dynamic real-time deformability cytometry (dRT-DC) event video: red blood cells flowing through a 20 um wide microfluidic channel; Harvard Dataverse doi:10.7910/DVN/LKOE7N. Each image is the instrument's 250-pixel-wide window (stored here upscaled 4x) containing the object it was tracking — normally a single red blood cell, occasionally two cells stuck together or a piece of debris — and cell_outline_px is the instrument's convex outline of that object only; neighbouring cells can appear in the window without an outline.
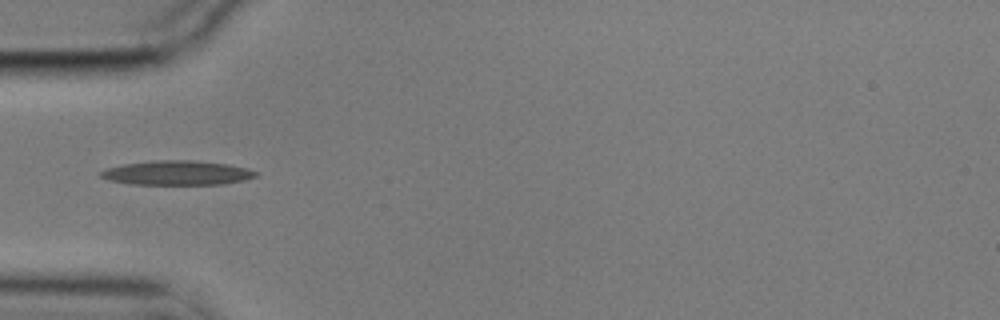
{"species": "common noctule bat (a hibernating species)", "species_latin": "Nyctalus noctula", "temperature_condition": "cold", "stored_images_in_passage": 17, "camera_frame_rate_fps": 3000, "um_per_image_px": 0.085, "animal": {"sex": "male", "body_mass_g": 17.9}, "frame": {"image": 1, "passage_image": 1, "time_ms": 0.0, "image_size_px": [1000, 320], "cell_outline_px": [[256, 176], [244, 180], [224, 184], [132, 184], [108, 180], [100, 176], [100, 172], [108, 168], [124, 164], [160, 160], [188, 160], [228, 164], [248, 168], [256, 172]], "centroid_in_image_um": [15.07, 14.69], "position_along_channel_um": 69.9, "area_um2": 21.73}}
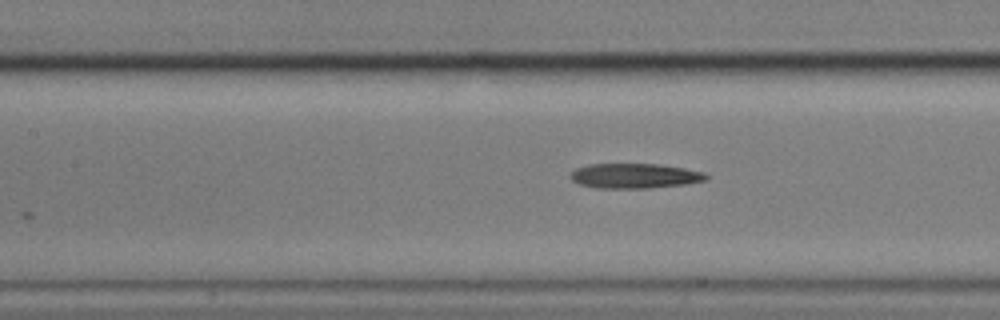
{"frame": {"image": 2, "passage_image": 8, "time_ms": 2.333, "image_size_px": [1000, 320], "cell_outline_px": [[708, 180], [688, 184], [648, 188], [596, 188], [580, 184], [572, 180], [568, 176], [576, 168], [588, 164], [660, 164], [684, 168], [704, 172], [708, 176]], "centroid_in_image_um": [53.96, 14.95], "position_along_channel_um": 153.4, "area_um2": 19.83}}
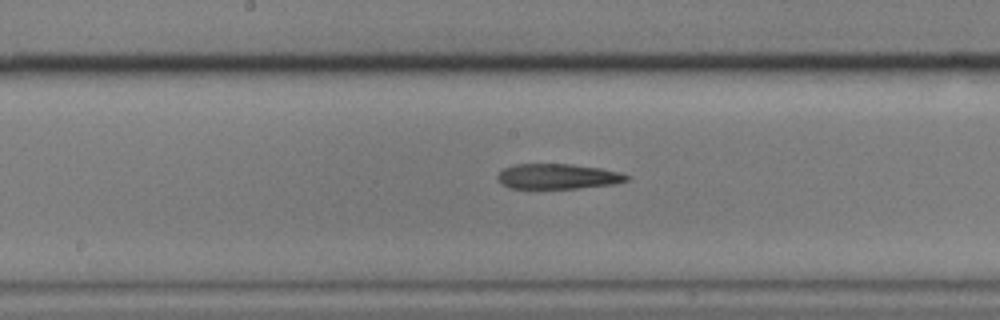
{"frame": {"image": 3, "passage_image": 12, "time_ms": 3.667, "image_size_px": [1000, 320], "cell_outline_px": [[632, 176], [628, 180], [616, 184], [576, 188], [508, 188], [500, 184], [496, 180], [496, 176], [504, 168], [516, 164], [572, 164], [600, 168], [620, 172]], "centroid_in_image_um": [47.41, 14.99], "position_along_channel_um": 200.8, "area_um2": 19.13}}